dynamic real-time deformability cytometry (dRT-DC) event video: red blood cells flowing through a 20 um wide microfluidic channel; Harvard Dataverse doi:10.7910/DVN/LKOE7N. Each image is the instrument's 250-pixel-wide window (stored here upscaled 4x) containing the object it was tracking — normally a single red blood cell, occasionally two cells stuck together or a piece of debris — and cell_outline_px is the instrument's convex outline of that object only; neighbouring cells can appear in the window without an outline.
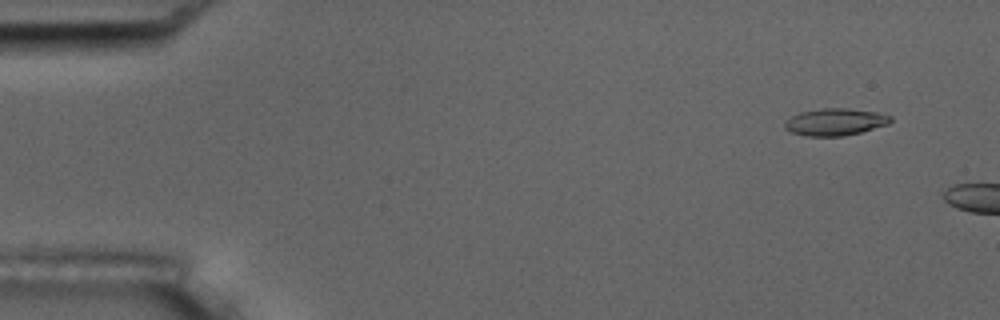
{"species": "common noctule bat (a hibernating species)", "species_latin": "Nyctalus noctula", "temperature_condition": "room temperature", "stored_images_in_passage": 2, "camera_frame_rate_fps": 3000, "um_per_image_px": 0.085, "animal": {"sex": "male", "body_mass_g": 17.5, "forearm_length_mm": 52.3}, "frame": {"image": 1, "passage_image": 1, "time_ms": 0.0, "image_size_px": [1000, 320], "cell_outline_px": [[892, 120], [888, 124], [860, 132], [844, 136], [808, 136], [792, 132], [784, 128], [784, 120], [800, 112], [824, 108], [848, 108], [880, 112], [892, 116]], "centroid_in_image_um": [71.0, 10.35], "position_along_channel_um": 14.0, "area_um2": 16.76}}